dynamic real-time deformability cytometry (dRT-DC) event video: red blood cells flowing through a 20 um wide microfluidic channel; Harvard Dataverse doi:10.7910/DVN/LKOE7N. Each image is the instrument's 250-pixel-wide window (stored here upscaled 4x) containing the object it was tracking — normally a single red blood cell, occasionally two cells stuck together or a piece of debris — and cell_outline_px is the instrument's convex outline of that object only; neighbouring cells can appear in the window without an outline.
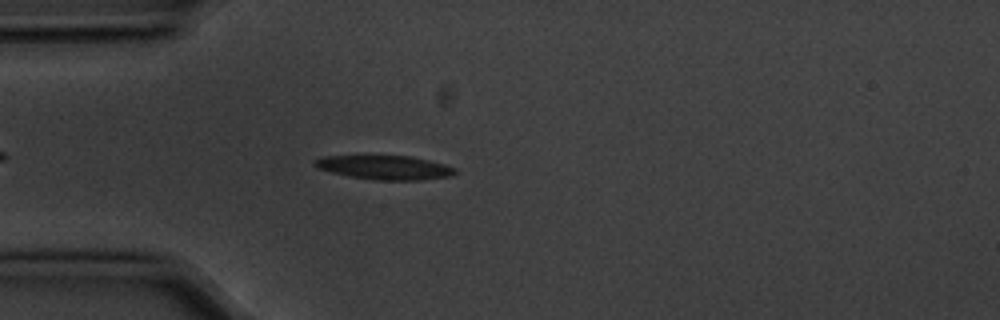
{"species": "common noctule bat (a hibernating species)", "species_latin": "Nyctalus noctula", "temperature_condition": "cold", "stored_images_in_passage": 1, "camera_frame_rate_fps": 3000, "um_per_image_px": 0.085, "animal": {"sex": "male", "body_mass_g": 20.1, "forearm_length_mm": 53.5}, "frame": {"image": 1, "passage_image": 1, "time_ms": 0.0, "image_size_px": [1000, 320], "cell_outline_px": [[456, 172], [452, 176], [420, 180], [376, 180], [348, 176], [316, 168], [312, 164], [312, 160], [324, 156], [408, 156], [428, 160], [444, 164], [456, 168]], "centroid_in_image_um": [32.68, 14.24], "position_along_channel_um": 52.3, "area_um2": 19.65}}